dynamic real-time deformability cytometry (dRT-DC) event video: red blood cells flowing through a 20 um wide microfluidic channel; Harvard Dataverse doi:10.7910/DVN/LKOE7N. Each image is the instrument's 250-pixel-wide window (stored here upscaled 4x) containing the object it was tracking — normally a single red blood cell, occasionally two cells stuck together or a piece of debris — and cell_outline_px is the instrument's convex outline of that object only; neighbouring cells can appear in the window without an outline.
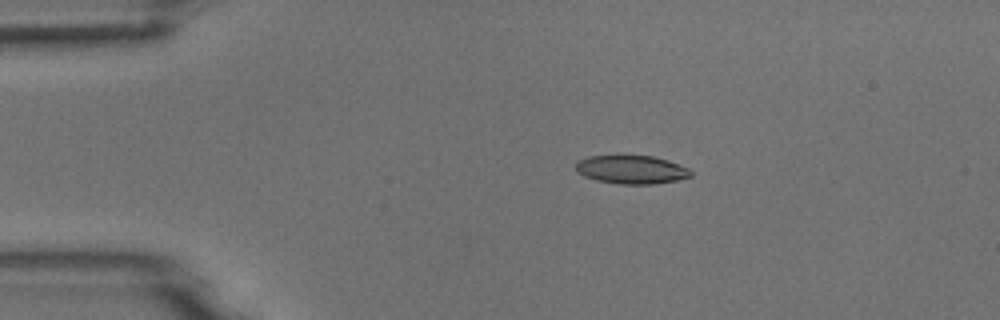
{"species": "common noctule bat (a hibernating species)", "species_latin": "Nyctalus noctula", "temperature_condition": "room temperature", "stored_images_in_passage": 5, "camera_frame_rate_fps": 3000, "um_per_image_px": 0.085, "animal": {"sex": "male", "body_mass_g": 18.8}, "frame": {"image": 1, "passage_image": 3, "time_ms": 2.333, "image_size_px": [1000, 320], "cell_outline_px": [[692, 176], [676, 180], [652, 184], [620, 184], [596, 180], [584, 176], [576, 172], [576, 160], [588, 156], [616, 152], [624, 152], [652, 156], [668, 160], [688, 168], [692, 172]], "centroid_in_image_um": [53.6, 14.35], "position_along_channel_um": 31.4, "area_um2": 20.06}}
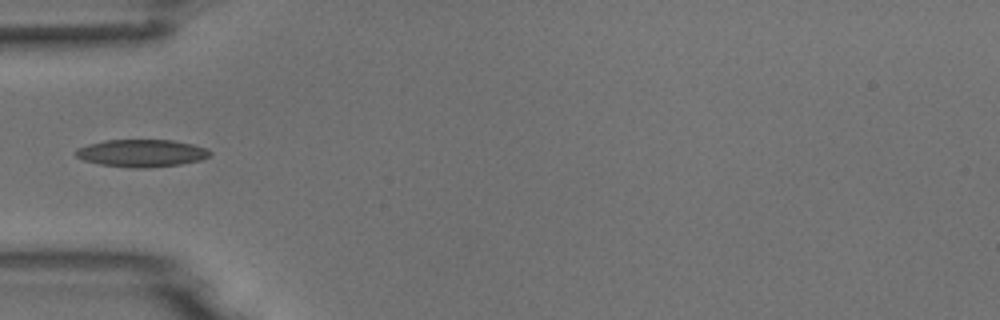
{"frame": {"image": 2, "passage_image": 5, "time_ms": 4.667, "image_size_px": [1000, 320], "cell_outline_px": [[212, 156], [204, 160], [180, 164], [148, 168], [132, 168], [100, 164], [84, 160], [76, 156], [72, 152], [76, 148], [88, 144], [104, 140], [172, 140], [192, 144], [208, 148], [212, 152]], "centroid_in_image_um": [12.06, 13.02], "position_along_channel_um": 72.9, "area_um2": 21.79}}